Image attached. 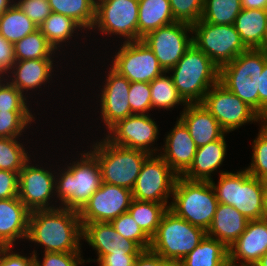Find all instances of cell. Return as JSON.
<instances>
[{"mask_svg":"<svg viewBox=\"0 0 267 266\" xmlns=\"http://www.w3.org/2000/svg\"><path fill=\"white\" fill-rule=\"evenodd\" d=\"M83 227L79 212L60 207L30 213L27 240L44 252H81Z\"/></svg>","mask_w":267,"mask_h":266,"instance_id":"obj_1","label":"cell"},{"mask_svg":"<svg viewBox=\"0 0 267 266\" xmlns=\"http://www.w3.org/2000/svg\"><path fill=\"white\" fill-rule=\"evenodd\" d=\"M69 163L55 175V194L60 207L80 211L101 185V170L97 159L89 152ZM70 165V166H69ZM60 174V175H59ZM63 205V206H62Z\"/></svg>","mask_w":267,"mask_h":266,"instance_id":"obj_2","label":"cell"},{"mask_svg":"<svg viewBox=\"0 0 267 266\" xmlns=\"http://www.w3.org/2000/svg\"><path fill=\"white\" fill-rule=\"evenodd\" d=\"M174 86L187 104L202 103L205 94L219 81V68L194 44L169 70Z\"/></svg>","mask_w":267,"mask_h":266,"instance_id":"obj_3","label":"cell"},{"mask_svg":"<svg viewBox=\"0 0 267 266\" xmlns=\"http://www.w3.org/2000/svg\"><path fill=\"white\" fill-rule=\"evenodd\" d=\"M219 203L236 208L248 220L261 219L265 187L262 179L244 169L220 172L218 184L210 181Z\"/></svg>","mask_w":267,"mask_h":266,"instance_id":"obj_4","label":"cell"},{"mask_svg":"<svg viewBox=\"0 0 267 266\" xmlns=\"http://www.w3.org/2000/svg\"><path fill=\"white\" fill-rule=\"evenodd\" d=\"M172 197L170 211L190 224L208 230L219 204L210 181H191L178 176Z\"/></svg>","mask_w":267,"mask_h":266,"instance_id":"obj_5","label":"cell"},{"mask_svg":"<svg viewBox=\"0 0 267 266\" xmlns=\"http://www.w3.org/2000/svg\"><path fill=\"white\" fill-rule=\"evenodd\" d=\"M89 152L99 163L102 182L131 191L145 159L149 156L140 150L117 146L109 142L105 136L100 142H94Z\"/></svg>","mask_w":267,"mask_h":266,"instance_id":"obj_6","label":"cell"},{"mask_svg":"<svg viewBox=\"0 0 267 266\" xmlns=\"http://www.w3.org/2000/svg\"><path fill=\"white\" fill-rule=\"evenodd\" d=\"M267 55L247 49L219 68V82L259 114V77Z\"/></svg>","mask_w":267,"mask_h":266,"instance_id":"obj_7","label":"cell"},{"mask_svg":"<svg viewBox=\"0 0 267 266\" xmlns=\"http://www.w3.org/2000/svg\"><path fill=\"white\" fill-rule=\"evenodd\" d=\"M206 231L178 217L169 209L161 218L149 249L165 261L184 259L205 237Z\"/></svg>","mask_w":267,"mask_h":266,"instance_id":"obj_8","label":"cell"},{"mask_svg":"<svg viewBox=\"0 0 267 266\" xmlns=\"http://www.w3.org/2000/svg\"><path fill=\"white\" fill-rule=\"evenodd\" d=\"M192 35L193 44L204 52L218 68L233 61L248 49L234 25H216L200 19L192 24Z\"/></svg>","mask_w":267,"mask_h":266,"instance_id":"obj_9","label":"cell"},{"mask_svg":"<svg viewBox=\"0 0 267 266\" xmlns=\"http://www.w3.org/2000/svg\"><path fill=\"white\" fill-rule=\"evenodd\" d=\"M203 106L229 133L249 122L263 123L265 120L247 103L223 86L219 81L205 94Z\"/></svg>","mask_w":267,"mask_h":266,"instance_id":"obj_10","label":"cell"},{"mask_svg":"<svg viewBox=\"0 0 267 266\" xmlns=\"http://www.w3.org/2000/svg\"><path fill=\"white\" fill-rule=\"evenodd\" d=\"M139 0H104L96 5L91 30L119 35L124 42L138 40Z\"/></svg>","mask_w":267,"mask_h":266,"instance_id":"obj_11","label":"cell"},{"mask_svg":"<svg viewBox=\"0 0 267 266\" xmlns=\"http://www.w3.org/2000/svg\"><path fill=\"white\" fill-rule=\"evenodd\" d=\"M178 175L160 155H149L140 170L134 188L133 199L168 203L172 197Z\"/></svg>","mask_w":267,"mask_h":266,"instance_id":"obj_12","label":"cell"},{"mask_svg":"<svg viewBox=\"0 0 267 266\" xmlns=\"http://www.w3.org/2000/svg\"><path fill=\"white\" fill-rule=\"evenodd\" d=\"M192 25L174 22L162 26L142 38L152 50L165 72L173 68L193 44Z\"/></svg>","mask_w":267,"mask_h":266,"instance_id":"obj_13","label":"cell"},{"mask_svg":"<svg viewBox=\"0 0 267 266\" xmlns=\"http://www.w3.org/2000/svg\"><path fill=\"white\" fill-rule=\"evenodd\" d=\"M121 46L113 55L111 67L130 82L150 83L165 72L142 40L123 42Z\"/></svg>","mask_w":267,"mask_h":266,"instance_id":"obj_14","label":"cell"},{"mask_svg":"<svg viewBox=\"0 0 267 266\" xmlns=\"http://www.w3.org/2000/svg\"><path fill=\"white\" fill-rule=\"evenodd\" d=\"M107 134L105 138L117 146L140 150L149 155L162 150L152 145L158 138L159 130L158 125L148 113L129 115L113 125Z\"/></svg>","mask_w":267,"mask_h":266,"instance_id":"obj_15","label":"cell"},{"mask_svg":"<svg viewBox=\"0 0 267 266\" xmlns=\"http://www.w3.org/2000/svg\"><path fill=\"white\" fill-rule=\"evenodd\" d=\"M132 191L101 182L100 187L79 211L81 223L111 222L128 212Z\"/></svg>","mask_w":267,"mask_h":266,"instance_id":"obj_16","label":"cell"},{"mask_svg":"<svg viewBox=\"0 0 267 266\" xmlns=\"http://www.w3.org/2000/svg\"><path fill=\"white\" fill-rule=\"evenodd\" d=\"M29 159L18 175V197L32 212L35 210L54 209L50 204L55 193V173L46 168L31 165ZM46 169V170H45ZM54 191V192H53ZM51 205V206H50Z\"/></svg>","mask_w":267,"mask_h":266,"instance_id":"obj_17","label":"cell"},{"mask_svg":"<svg viewBox=\"0 0 267 266\" xmlns=\"http://www.w3.org/2000/svg\"><path fill=\"white\" fill-rule=\"evenodd\" d=\"M103 88L100 89V113L107 130L132 115L129 104L130 81L111 66Z\"/></svg>","mask_w":267,"mask_h":266,"instance_id":"obj_18","label":"cell"},{"mask_svg":"<svg viewBox=\"0 0 267 266\" xmlns=\"http://www.w3.org/2000/svg\"><path fill=\"white\" fill-rule=\"evenodd\" d=\"M82 239L96 250L99 262L106 254L139 255L143 249L119 234L110 222L81 223Z\"/></svg>","mask_w":267,"mask_h":266,"instance_id":"obj_19","label":"cell"},{"mask_svg":"<svg viewBox=\"0 0 267 266\" xmlns=\"http://www.w3.org/2000/svg\"><path fill=\"white\" fill-rule=\"evenodd\" d=\"M229 262L241 266H254L267 252V223L249 220L246 230L228 248Z\"/></svg>","mask_w":267,"mask_h":266,"instance_id":"obj_20","label":"cell"},{"mask_svg":"<svg viewBox=\"0 0 267 266\" xmlns=\"http://www.w3.org/2000/svg\"><path fill=\"white\" fill-rule=\"evenodd\" d=\"M164 139L163 153L160 151L159 155L178 176H182L193 163L197 147L180 119Z\"/></svg>","mask_w":267,"mask_h":266,"instance_id":"obj_21","label":"cell"},{"mask_svg":"<svg viewBox=\"0 0 267 266\" xmlns=\"http://www.w3.org/2000/svg\"><path fill=\"white\" fill-rule=\"evenodd\" d=\"M30 213L19 197L0 200V247L27 238Z\"/></svg>","mask_w":267,"mask_h":266,"instance_id":"obj_22","label":"cell"},{"mask_svg":"<svg viewBox=\"0 0 267 266\" xmlns=\"http://www.w3.org/2000/svg\"><path fill=\"white\" fill-rule=\"evenodd\" d=\"M179 119L187 127L196 147L220 139L226 132L202 103L187 104Z\"/></svg>","mask_w":267,"mask_h":266,"instance_id":"obj_23","label":"cell"},{"mask_svg":"<svg viewBox=\"0 0 267 266\" xmlns=\"http://www.w3.org/2000/svg\"><path fill=\"white\" fill-rule=\"evenodd\" d=\"M53 61V59L16 61L9 70L10 73L8 74L11 75L7 74L5 76H8V78L12 76V78H9L11 80L8 81L24 95V92L41 88L40 86L43 84L45 87V84L50 82L54 71Z\"/></svg>","mask_w":267,"mask_h":266,"instance_id":"obj_24","label":"cell"},{"mask_svg":"<svg viewBox=\"0 0 267 266\" xmlns=\"http://www.w3.org/2000/svg\"><path fill=\"white\" fill-rule=\"evenodd\" d=\"M225 136L224 134L220 139L198 147L193 163L182 177L191 181H211V173L218 171L227 154Z\"/></svg>","mask_w":267,"mask_h":266,"instance_id":"obj_25","label":"cell"},{"mask_svg":"<svg viewBox=\"0 0 267 266\" xmlns=\"http://www.w3.org/2000/svg\"><path fill=\"white\" fill-rule=\"evenodd\" d=\"M249 220L236 208L219 203L206 235L229 248L246 230Z\"/></svg>","mask_w":267,"mask_h":266,"instance_id":"obj_26","label":"cell"},{"mask_svg":"<svg viewBox=\"0 0 267 266\" xmlns=\"http://www.w3.org/2000/svg\"><path fill=\"white\" fill-rule=\"evenodd\" d=\"M174 22L169 0H139L138 40Z\"/></svg>","mask_w":267,"mask_h":266,"instance_id":"obj_27","label":"cell"},{"mask_svg":"<svg viewBox=\"0 0 267 266\" xmlns=\"http://www.w3.org/2000/svg\"><path fill=\"white\" fill-rule=\"evenodd\" d=\"M235 30L248 49H257L267 25V10L242 9L234 21Z\"/></svg>","mask_w":267,"mask_h":266,"instance_id":"obj_28","label":"cell"},{"mask_svg":"<svg viewBox=\"0 0 267 266\" xmlns=\"http://www.w3.org/2000/svg\"><path fill=\"white\" fill-rule=\"evenodd\" d=\"M229 261V249L208 235L180 261L181 266H224Z\"/></svg>","mask_w":267,"mask_h":266,"instance_id":"obj_29","label":"cell"},{"mask_svg":"<svg viewBox=\"0 0 267 266\" xmlns=\"http://www.w3.org/2000/svg\"><path fill=\"white\" fill-rule=\"evenodd\" d=\"M167 204L133 199L128 212L142 231L151 239L156 233L162 216L169 208Z\"/></svg>","mask_w":267,"mask_h":266,"instance_id":"obj_30","label":"cell"},{"mask_svg":"<svg viewBox=\"0 0 267 266\" xmlns=\"http://www.w3.org/2000/svg\"><path fill=\"white\" fill-rule=\"evenodd\" d=\"M82 27L72 18L63 14L52 12L44 22L38 27L41 33L46 37L49 44L57 51H59L63 42H70L77 33L76 29L80 31Z\"/></svg>","mask_w":267,"mask_h":266,"instance_id":"obj_31","label":"cell"},{"mask_svg":"<svg viewBox=\"0 0 267 266\" xmlns=\"http://www.w3.org/2000/svg\"><path fill=\"white\" fill-rule=\"evenodd\" d=\"M37 29L38 27L15 4L0 15V35L13 44Z\"/></svg>","mask_w":267,"mask_h":266,"instance_id":"obj_32","label":"cell"},{"mask_svg":"<svg viewBox=\"0 0 267 266\" xmlns=\"http://www.w3.org/2000/svg\"><path fill=\"white\" fill-rule=\"evenodd\" d=\"M51 11L72 18L81 30H91L95 20L96 5L92 0H48Z\"/></svg>","mask_w":267,"mask_h":266,"instance_id":"obj_33","label":"cell"},{"mask_svg":"<svg viewBox=\"0 0 267 266\" xmlns=\"http://www.w3.org/2000/svg\"><path fill=\"white\" fill-rule=\"evenodd\" d=\"M13 46L16 61L53 59V55L56 54V50L39 29L17 41Z\"/></svg>","mask_w":267,"mask_h":266,"instance_id":"obj_34","label":"cell"},{"mask_svg":"<svg viewBox=\"0 0 267 266\" xmlns=\"http://www.w3.org/2000/svg\"><path fill=\"white\" fill-rule=\"evenodd\" d=\"M166 73L168 72H164L149 83L152 109L157 107L169 110L174 107L176 108V105L179 104L185 107L187 103L182 99L177 88L174 86L171 74L166 76Z\"/></svg>","mask_w":267,"mask_h":266,"instance_id":"obj_35","label":"cell"},{"mask_svg":"<svg viewBox=\"0 0 267 266\" xmlns=\"http://www.w3.org/2000/svg\"><path fill=\"white\" fill-rule=\"evenodd\" d=\"M241 10V0H204L201 20L216 25H233Z\"/></svg>","mask_w":267,"mask_h":266,"instance_id":"obj_36","label":"cell"},{"mask_svg":"<svg viewBox=\"0 0 267 266\" xmlns=\"http://www.w3.org/2000/svg\"><path fill=\"white\" fill-rule=\"evenodd\" d=\"M20 138H0V169L18 173L30 159Z\"/></svg>","mask_w":267,"mask_h":266,"instance_id":"obj_37","label":"cell"},{"mask_svg":"<svg viewBox=\"0 0 267 266\" xmlns=\"http://www.w3.org/2000/svg\"><path fill=\"white\" fill-rule=\"evenodd\" d=\"M31 112H0V138H19L35 120ZM26 127V128H25ZM21 135V136H20Z\"/></svg>","mask_w":267,"mask_h":266,"instance_id":"obj_38","label":"cell"},{"mask_svg":"<svg viewBox=\"0 0 267 266\" xmlns=\"http://www.w3.org/2000/svg\"><path fill=\"white\" fill-rule=\"evenodd\" d=\"M252 145V162L245 169L251 176L263 179L267 176V121L262 123Z\"/></svg>","mask_w":267,"mask_h":266,"instance_id":"obj_39","label":"cell"},{"mask_svg":"<svg viewBox=\"0 0 267 266\" xmlns=\"http://www.w3.org/2000/svg\"><path fill=\"white\" fill-rule=\"evenodd\" d=\"M110 223L123 237L136 242L143 250L149 249L151 239L137 225V222L133 220L129 212L122 213Z\"/></svg>","mask_w":267,"mask_h":266,"instance_id":"obj_40","label":"cell"},{"mask_svg":"<svg viewBox=\"0 0 267 266\" xmlns=\"http://www.w3.org/2000/svg\"><path fill=\"white\" fill-rule=\"evenodd\" d=\"M173 17L178 22L194 24L203 14L204 0H169Z\"/></svg>","mask_w":267,"mask_h":266,"instance_id":"obj_41","label":"cell"},{"mask_svg":"<svg viewBox=\"0 0 267 266\" xmlns=\"http://www.w3.org/2000/svg\"><path fill=\"white\" fill-rule=\"evenodd\" d=\"M6 80L0 85V112H31L26 96Z\"/></svg>","mask_w":267,"mask_h":266,"instance_id":"obj_42","label":"cell"},{"mask_svg":"<svg viewBox=\"0 0 267 266\" xmlns=\"http://www.w3.org/2000/svg\"><path fill=\"white\" fill-rule=\"evenodd\" d=\"M129 104L132 114H146L150 111L152 109L150 84L131 82Z\"/></svg>","mask_w":267,"mask_h":266,"instance_id":"obj_43","label":"cell"},{"mask_svg":"<svg viewBox=\"0 0 267 266\" xmlns=\"http://www.w3.org/2000/svg\"><path fill=\"white\" fill-rule=\"evenodd\" d=\"M35 266H78L85 263L81 252H44V258L38 259L36 250L32 251Z\"/></svg>","mask_w":267,"mask_h":266,"instance_id":"obj_44","label":"cell"},{"mask_svg":"<svg viewBox=\"0 0 267 266\" xmlns=\"http://www.w3.org/2000/svg\"><path fill=\"white\" fill-rule=\"evenodd\" d=\"M17 0L14 4L37 26L52 13L48 0Z\"/></svg>","mask_w":267,"mask_h":266,"instance_id":"obj_45","label":"cell"},{"mask_svg":"<svg viewBox=\"0 0 267 266\" xmlns=\"http://www.w3.org/2000/svg\"><path fill=\"white\" fill-rule=\"evenodd\" d=\"M18 175L0 169V200L18 197Z\"/></svg>","mask_w":267,"mask_h":266,"instance_id":"obj_46","label":"cell"},{"mask_svg":"<svg viewBox=\"0 0 267 266\" xmlns=\"http://www.w3.org/2000/svg\"><path fill=\"white\" fill-rule=\"evenodd\" d=\"M13 247H0V266H33L34 255L24 256L13 252ZM12 251V252H11Z\"/></svg>","mask_w":267,"mask_h":266,"instance_id":"obj_47","label":"cell"},{"mask_svg":"<svg viewBox=\"0 0 267 266\" xmlns=\"http://www.w3.org/2000/svg\"><path fill=\"white\" fill-rule=\"evenodd\" d=\"M16 62L13 43L0 35V72L7 75Z\"/></svg>","mask_w":267,"mask_h":266,"instance_id":"obj_48","label":"cell"},{"mask_svg":"<svg viewBox=\"0 0 267 266\" xmlns=\"http://www.w3.org/2000/svg\"><path fill=\"white\" fill-rule=\"evenodd\" d=\"M259 115L267 121V59L259 77Z\"/></svg>","mask_w":267,"mask_h":266,"instance_id":"obj_49","label":"cell"},{"mask_svg":"<svg viewBox=\"0 0 267 266\" xmlns=\"http://www.w3.org/2000/svg\"><path fill=\"white\" fill-rule=\"evenodd\" d=\"M138 255L106 254L99 262V266H130Z\"/></svg>","mask_w":267,"mask_h":266,"instance_id":"obj_50","label":"cell"},{"mask_svg":"<svg viewBox=\"0 0 267 266\" xmlns=\"http://www.w3.org/2000/svg\"><path fill=\"white\" fill-rule=\"evenodd\" d=\"M163 260L157 253L150 249L143 250L135 259V266H161Z\"/></svg>","mask_w":267,"mask_h":266,"instance_id":"obj_51","label":"cell"},{"mask_svg":"<svg viewBox=\"0 0 267 266\" xmlns=\"http://www.w3.org/2000/svg\"><path fill=\"white\" fill-rule=\"evenodd\" d=\"M242 9L267 10V0H241Z\"/></svg>","mask_w":267,"mask_h":266,"instance_id":"obj_52","label":"cell"},{"mask_svg":"<svg viewBox=\"0 0 267 266\" xmlns=\"http://www.w3.org/2000/svg\"><path fill=\"white\" fill-rule=\"evenodd\" d=\"M14 4V0H0V15Z\"/></svg>","mask_w":267,"mask_h":266,"instance_id":"obj_53","label":"cell"},{"mask_svg":"<svg viewBox=\"0 0 267 266\" xmlns=\"http://www.w3.org/2000/svg\"><path fill=\"white\" fill-rule=\"evenodd\" d=\"M257 49L263 51L267 55V25L264 32V36L262 38L261 45Z\"/></svg>","mask_w":267,"mask_h":266,"instance_id":"obj_54","label":"cell"},{"mask_svg":"<svg viewBox=\"0 0 267 266\" xmlns=\"http://www.w3.org/2000/svg\"><path fill=\"white\" fill-rule=\"evenodd\" d=\"M261 219L267 223V190H265V193H264L263 212H262Z\"/></svg>","mask_w":267,"mask_h":266,"instance_id":"obj_55","label":"cell"},{"mask_svg":"<svg viewBox=\"0 0 267 266\" xmlns=\"http://www.w3.org/2000/svg\"><path fill=\"white\" fill-rule=\"evenodd\" d=\"M254 266H267V252L260 257L259 261Z\"/></svg>","mask_w":267,"mask_h":266,"instance_id":"obj_56","label":"cell"},{"mask_svg":"<svg viewBox=\"0 0 267 266\" xmlns=\"http://www.w3.org/2000/svg\"><path fill=\"white\" fill-rule=\"evenodd\" d=\"M161 266H181L178 261H165Z\"/></svg>","mask_w":267,"mask_h":266,"instance_id":"obj_57","label":"cell"},{"mask_svg":"<svg viewBox=\"0 0 267 266\" xmlns=\"http://www.w3.org/2000/svg\"><path fill=\"white\" fill-rule=\"evenodd\" d=\"M4 73H2V72H0V85L2 84V82L4 81V80H6V78L4 77Z\"/></svg>","mask_w":267,"mask_h":266,"instance_id":"obj_58","label":"cell"},{"mask_svg":"<svg viewBox=\"0 0 267 266\" xmlns=\"http://www.w3.org/2000/svg\"><path fill=\"white\" fill-rule=\"evenodd\" d=\"M224 266H241V265L240 264L236 265L228 261Z\"/></svg>","mask_w":267,"mask_h":266,"instance_id":"obj_59","label":"cell"},{"mask_svg":"<svg viewBox=\"0 0 267 266\" xmlns=\"http://www.w3.org/2000/svg\"><path fill=\"white\" fill-rule=\"evenodd\" d=\"M263 183H264V187L267 190V176L265 178L262 179Z\"/></svg>","mask_w":267,"mask_h":266,"instance_id":"obj_60","label":"cell"},{"mask_svg":"<svg viewBox=\"0 0 267 266\" xmlns=\"http://www.w3.org/2000/svg\"><path fill=\"white\" fill-rule=\"evenodd\" d=\"M93 1V3L95 4V5H97L98 3H100V2H102V1H104V0H92Z\"/></svg>","mask_w":267,"mask_h":266,"instance_id":"obj_61","label":"cell"}]
</instances>
